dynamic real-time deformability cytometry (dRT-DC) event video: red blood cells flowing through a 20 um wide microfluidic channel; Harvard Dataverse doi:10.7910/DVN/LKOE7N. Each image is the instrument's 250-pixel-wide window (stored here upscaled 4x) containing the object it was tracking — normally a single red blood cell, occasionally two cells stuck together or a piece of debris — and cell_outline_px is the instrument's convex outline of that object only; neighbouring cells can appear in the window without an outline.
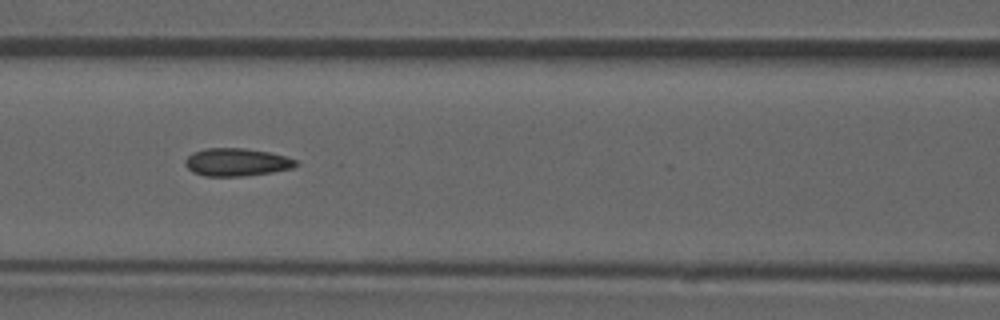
{"species": "common noctule bat (a hibernating species)", "species_latin": "Nyctalus noctula", "temperature_condition": "room temperature", "stored_images_in_passage": 53, "camera_frame_rate_fps": 3000, "um_per_image_px": 0.085, "animal": {"sex": "male", "forearm_length_mm": 52.5}, "frame": {"image": 1, "passage_image": 23, "time_ms": 7.333, "image_size_px": [1000, 320], "cell_outline_px": [[300, 164], [292, 168], [272, 172], [244, 176], [204, 176], [192, 172], [184, 164], [184, 160], [192, 152], [204, 148], [244, 148], [268, 152], [284, 156], [296, 160]], "centroid_in_image_um": [20.08, 13.78], "position_along_channel_um": 146.5, "area_um2": 18.03}, "authors_computed_cell_mechanics": {"area_um2": 17.9758, "velocity_mm_per_s": 3.8832, "shape_relaxation_time_tau1_ms": null, "shape_relaxation_time_tau2_ms": 2.0798, "deformation_change_tau1": null, "deformation_change_tau2": 0.0755}}